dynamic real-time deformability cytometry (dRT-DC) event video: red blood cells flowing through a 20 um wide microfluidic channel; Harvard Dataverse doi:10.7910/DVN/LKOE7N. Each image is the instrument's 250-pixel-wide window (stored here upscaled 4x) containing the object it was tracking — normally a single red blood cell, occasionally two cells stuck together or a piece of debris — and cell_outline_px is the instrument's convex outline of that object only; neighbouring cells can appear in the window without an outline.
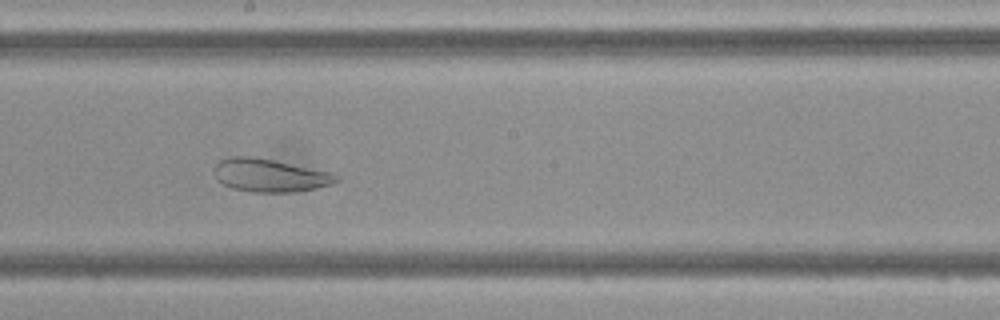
{"species": "Egyptian fruit bat (a non-hibernating species)", "species_latin": "Rousettus aegyptiacus", "temperature_condition": "cold", "stored_images_in_passage": 42, "camera_frame_rate_fps": 3000, "um_per_image_px": 0.085, "frame": {"image": 1, "passage_image": 20, "time_ms": 6.333, "image_size_px": [1000, 320], "cell_outline_px": [[340, 180], [332, 184], [296, 192], [252, 192], [232, 188], [216, 180], [216, 164], [220, 160], [228, 156], [252, 156], [336, 172], [340, 176]], "centroid_in_image_um": [23.0, 14.9], "position_along_channel_um": 225.2, "area_um2": 23.76}}
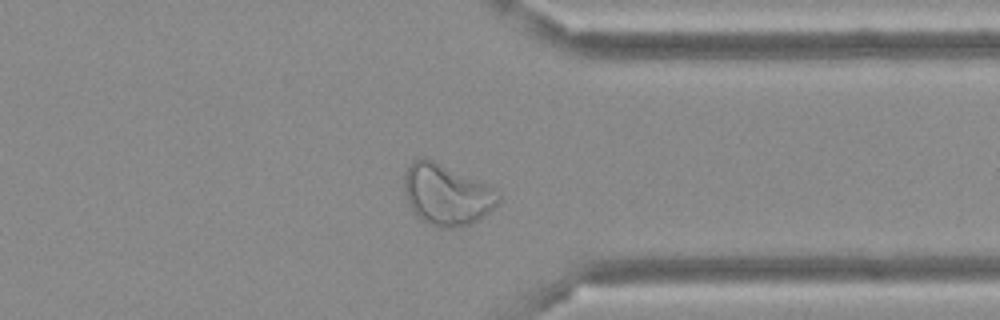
{"frame": {"image": 2, "passage_image": 31, "time_ms": 10.0, "image_size_px": [1000, 320], "cell_outline_px": [[500, 200], [488, 212], [476, 220], [468, 224], [452, 228], [440, 228], [424, 220], [412, 208], [408, 200], [404, 188], [404, 172], [412, 160], [420, 156], [432, 160], [488, 184], [496, 188], [500, 196]], "centroid_in_image_um": [37.97, 16.5], "position_along_channel_um": 373.4, "area_um2": 32.95}}
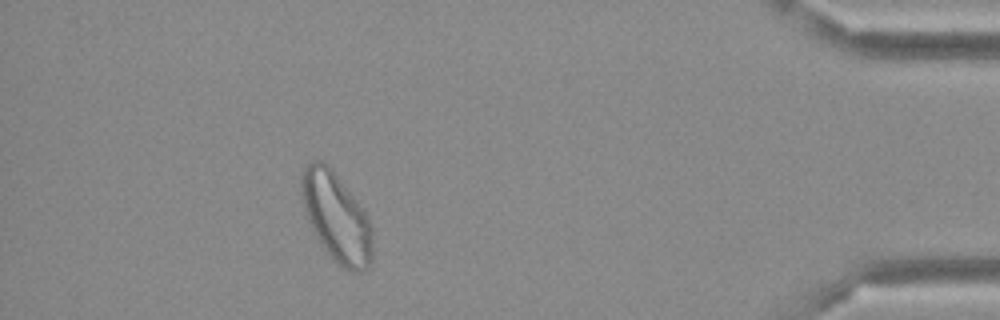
{"frame": {"image": 3, "passage_image": 37, "time_ms": 12.0, "image_size_px": [1000, 320], "cell_outline_px": [[372, 260], [368, 268], [364, 272], [352, 272], [344, 268], [320, 244], [312, 228], [304, 208], [300, 196], [300, 176], [304, 168], [312, 160], [320, 160], [332, 168], [368, 216], [372, 228]], "centroid_in_image_um": [28.59, 18.45], "position_along_channel_um": 406.6, "area_um2": 36.82}}